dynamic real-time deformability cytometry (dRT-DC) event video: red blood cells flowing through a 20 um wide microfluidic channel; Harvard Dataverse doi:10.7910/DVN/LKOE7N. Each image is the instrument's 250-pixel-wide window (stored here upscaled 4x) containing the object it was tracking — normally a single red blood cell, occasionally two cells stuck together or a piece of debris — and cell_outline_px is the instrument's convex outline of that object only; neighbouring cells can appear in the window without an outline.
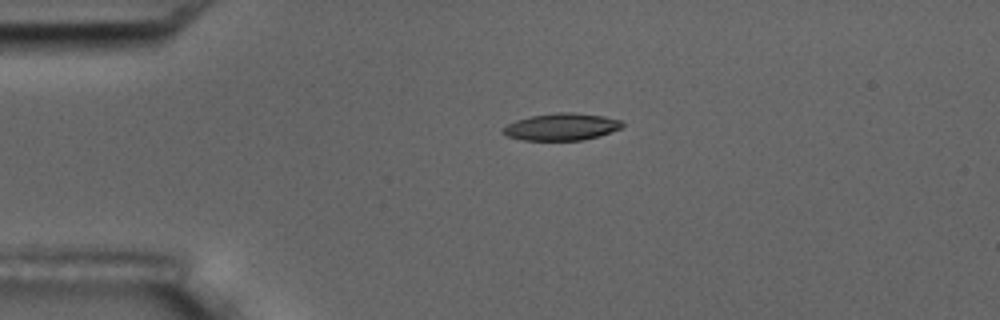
{"species": "common noctule bat (a hibernating species)", "species_latin": "Nyctalus noctula", "temperature_condition": "room temperature", "stored_images_in_passage": 2, "camera_frame_rate_fps": 3000, "um_per_image_px": 0.085, "animal": {"sex": "male", "body_mass_g": 17.5, "forearm_length_mm": 52.3}, "frame": {"image": 1, "passage_image": 1, "time_ms": 0.0, "image_size_px": [1000, 320], "cell_outline_px": [[624, 124], [620, 128], [600, 136], [580, 140], [524, 140], [508, 136], [500, 132], [508, 124], [516, 120], [532, 116], [556, 112], [572, 112], [604, 116], [620, 120]], "centroid_in_image_um": [47.73, 10.77], "position_along_channel_um": 37.3, "area_um2": 18.67}}